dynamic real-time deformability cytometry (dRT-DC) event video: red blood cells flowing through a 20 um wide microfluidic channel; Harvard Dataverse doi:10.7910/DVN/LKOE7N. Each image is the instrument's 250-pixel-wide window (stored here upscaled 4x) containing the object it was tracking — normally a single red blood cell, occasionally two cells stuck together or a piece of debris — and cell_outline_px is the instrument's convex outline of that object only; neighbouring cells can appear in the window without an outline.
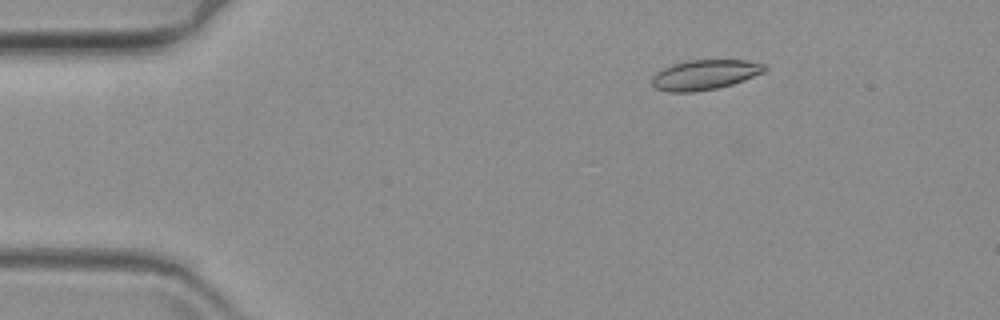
{"species": "common noctule bat (a hibernating species)", "species_latin": "Nyctalus noctula", "temperature_condition": "warm", "stored_images_in_passage": 64, "camera_frame_rate_fps": 3000, "um_per_image_px": 0.085, "animal": {"sex": "female", "body_mass_g": 19.3, "forearm_length_mm": 54.1}, "frame": {"image": 1, "passage_image": 10, "time_ms": 3.0, "image_size_px": [1000, 320], "cell_outline_px": [[768, 68], [764, 72], [744, 80], [732, 84], [716, 88], [696, 92], [668, 92], [656, 88], [652, 84], [652, 76], [656, 72], [672, 64], [688, 60], [748, 60], [764, 64]], "centroid_in_image_um": [59.91, 6.35], "position_along_channel_um": 25.1, "area_um2": 19.71}}
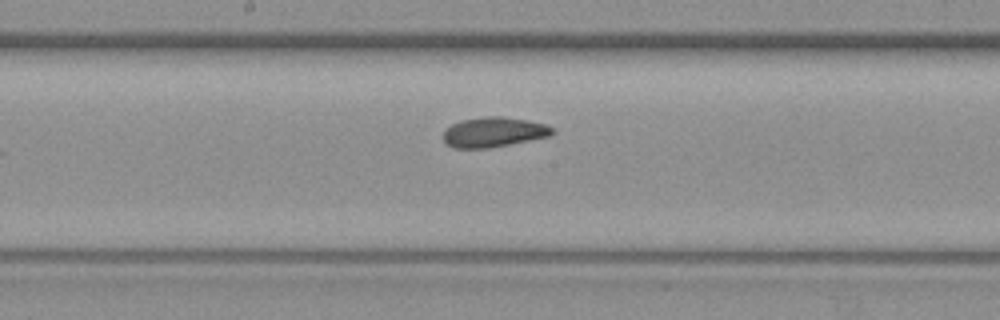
{"frame": {"image": 2, "passage_image": 33, "time_ms": 10.667, "image_size_px": [1000, 320], "cell_outline_px": [[556, 132], [548, 136], [488, 148], [452, 148], [444, 144], [440, 136], [444, 128], [460, 120], [488, 116], [500, 116], [528, 120], [544, 124], [552, 128]], "centroid_in_image_um": [41.85, 11.23], "position_along_channel_um": 206.4, "area_um2": 19.19}}
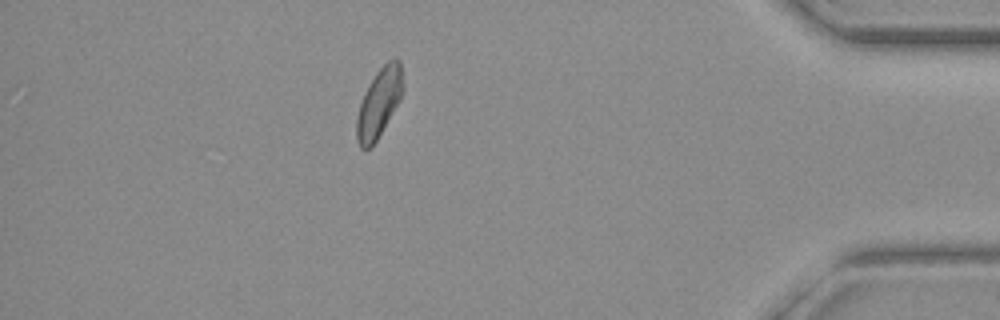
{"frame": {"image": 3, "passage_image": 55, "time_ms": 18.0, "image_size_px": [1000, 320], "cell_outline_px": [[404, 92], [400, 100], [372, 148], [360, 148], [356, 140], [356, 120], [360, 104], [364, 92], [368, 84], [376, 72], [388, 60], [396, 56], [400, 60], [404, 88]], "centroid_in_image_um": [32.23, 8.72], "position_along_channel_um": 403.0, "area_um2": 18.84}}